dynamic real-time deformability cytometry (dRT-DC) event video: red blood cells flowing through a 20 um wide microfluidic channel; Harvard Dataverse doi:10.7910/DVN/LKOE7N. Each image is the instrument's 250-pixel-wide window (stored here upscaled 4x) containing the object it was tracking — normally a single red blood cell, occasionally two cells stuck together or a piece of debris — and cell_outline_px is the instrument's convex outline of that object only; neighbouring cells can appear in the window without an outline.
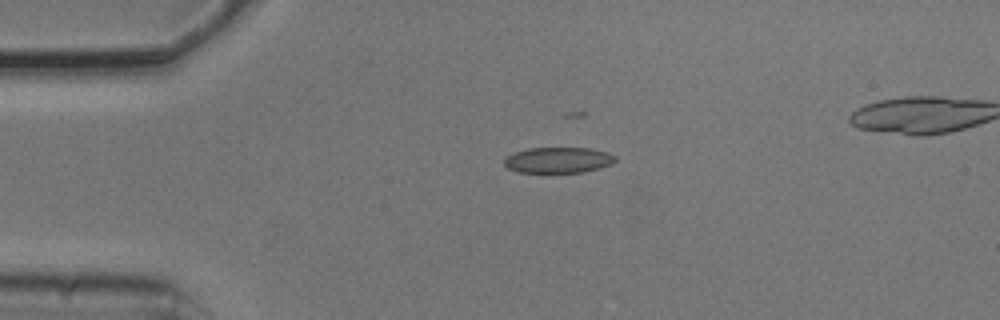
{"species": "common noctule bat (a hibernating species)", "species_latin": "Nyctalus noctula", "temperature_condition": "cold", "stored_images_in_passage": 3, "camera_frame_rate_fps": 3000, "um_per_image_px": 0.085, "animal": {"sex": "male", "body_mass_g": 20.5, "forearm_length_mm": 52.5}, "frame": {"image": 1, "passage_image": 1, "time_ms": 0.0, "image_size_px": [1000, 320], "cell_outline_px": [[616, 160], [612, 164], [600, 168], [584, 172], [520, 172], [508, 168], [504, 164], [504, 160], [508, 156], [516, 152], [528, 148], [588, 148], [608, 152], [616, 156]], "centroid_in_image_um": [47.49, 13.6], "position_along_channel_um": 37.5, "area_um2": 16.59}}